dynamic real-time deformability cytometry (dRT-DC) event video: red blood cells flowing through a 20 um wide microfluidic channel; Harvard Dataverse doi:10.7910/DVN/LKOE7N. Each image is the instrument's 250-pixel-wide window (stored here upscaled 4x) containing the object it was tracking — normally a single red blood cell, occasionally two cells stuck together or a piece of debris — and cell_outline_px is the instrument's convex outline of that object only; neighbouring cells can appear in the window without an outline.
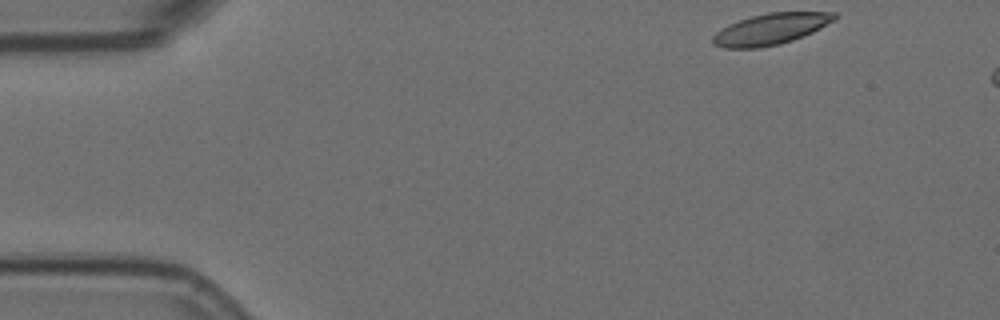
{"species": "Egyptian fruit bat (a non-hibernating species)", "species_latin": "Rousettus aegyptiacus", "temperature_condition": "room temperature", "stored_images_in_passage": 4, "camera_frame_rate_fps": 3000, "um_per_image_px": 0.085, "animal": {"sex": "female"}, "frame": {"image": 1, "passage_image": 1, "time_ms": 0.0, "image_size_px": [1000, 320], "cell_outline_px": [[840, 16], [820, 28], [812, 32], [792, 40], [780, 44], [760, 48], [724, 48], [712, 44], [712, 36], [716, 32], [728, 24], [752, 16], [768, 12], [836, 12]], "centroid_in_image_um": [65.5, 2.47], "position_along_channel_um": 19.5, "area_um2": 22.08}}